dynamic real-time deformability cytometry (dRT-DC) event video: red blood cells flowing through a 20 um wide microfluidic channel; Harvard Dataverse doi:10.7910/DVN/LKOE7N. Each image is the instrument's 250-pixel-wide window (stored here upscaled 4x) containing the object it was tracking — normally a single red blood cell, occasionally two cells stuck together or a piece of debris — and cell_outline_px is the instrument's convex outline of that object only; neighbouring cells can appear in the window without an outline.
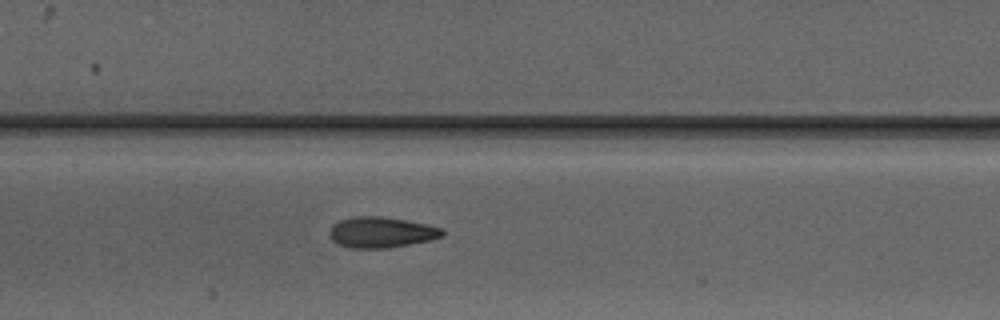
{"species": "Egyptian fruit bat (a non-hibernating species)", "species_latin": "Rousettus aegyptiacus", "temperature_condition": "warm", "stored_images_in_passage": 5, "camera_frame_rate_fps": 3000, "um_per_image_px": 0.085, "animal": {"sex": "male"}, "frame": {"image": 1, "passage_image": 5, "time_ms": 5.667, "image_size_px": [1000, 320], "cell_outline_px": [[444, 236], [432, 240], [388, 248], [352, 248], [340, 244], [332, 240], [328, 232], [332, 224], [340, 220], [356, 216], [384, 216], [424, 224], [440, 228], [444, 232]], "centroid_in_image_um": [32.39, 19.75], "position_along_channel_um": 175.0, "area_um2": 20.17}}